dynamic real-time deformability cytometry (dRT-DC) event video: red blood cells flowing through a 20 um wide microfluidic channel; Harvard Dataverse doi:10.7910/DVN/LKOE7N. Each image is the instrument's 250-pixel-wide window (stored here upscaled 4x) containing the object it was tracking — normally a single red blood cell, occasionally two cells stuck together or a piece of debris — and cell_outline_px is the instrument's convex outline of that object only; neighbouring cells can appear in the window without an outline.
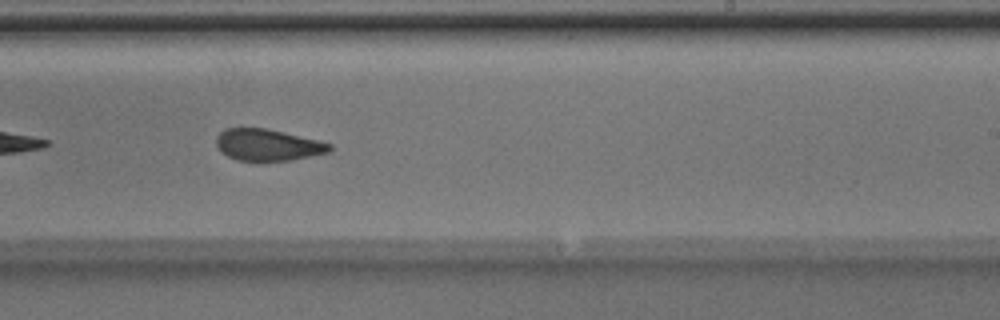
{"species": "Egyptian fruit bat (a non-hibernating species)", "species_latin": "Rousettus aegyptiacus", "temperature_condition": "room temperature", "stored_images_in_passage": 35, "camera_frame_rate_fps": 3000, "um_per_image_px": 0.085, "animal": {"sex": "male"}, "frame": {"image": 1, "passage_image": 16, "time_ms": 5.0, "image_size_px": [1000, 320], "cell_outline_px": [[332, 148], [328, 152], [292, 160], [236, 160], [228, 156], [216, 144], [216, 136], [224, 128], [264, 128], [320, 140], [332, 144]], "centroid_in_image_um": [22.77, 12.3], "position_along_channel_um": 266.2, "area_um2": 20.63}}
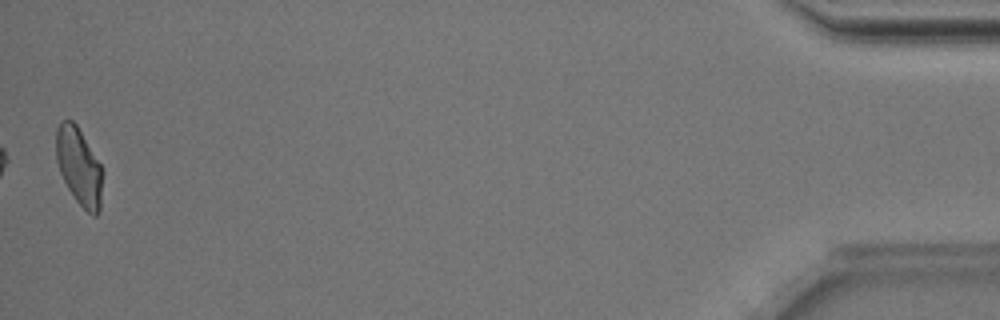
{"frame": {"image": 2, "passage_image": 35, "time_ms": 11.333, "image_size_px": [1000, 320], "cell_outline_px": [[104, 172], [100, 212], [96, 216], [92, 216], [76, 200], [68, 188], [60, 172], [56, 160], [56, 128], [64, 120], [72, 120], [76, 124], [100, 164]], "centroid_in_image_um": [6.74, 14.19], "position_along_channel_um": 428.5, "area_um2": 20.98}, "authors_computed_cell_mechanics": {"area_um2": 21.675, "velocity_mm_per_s": 4.0133, "shape_relaxation_time_tau1_ms": null, "shape_relaxation_time_tau2_ms": 2.1116, "deformation_change_tau1": null, "deformation_change_tau2": 0.0852}}